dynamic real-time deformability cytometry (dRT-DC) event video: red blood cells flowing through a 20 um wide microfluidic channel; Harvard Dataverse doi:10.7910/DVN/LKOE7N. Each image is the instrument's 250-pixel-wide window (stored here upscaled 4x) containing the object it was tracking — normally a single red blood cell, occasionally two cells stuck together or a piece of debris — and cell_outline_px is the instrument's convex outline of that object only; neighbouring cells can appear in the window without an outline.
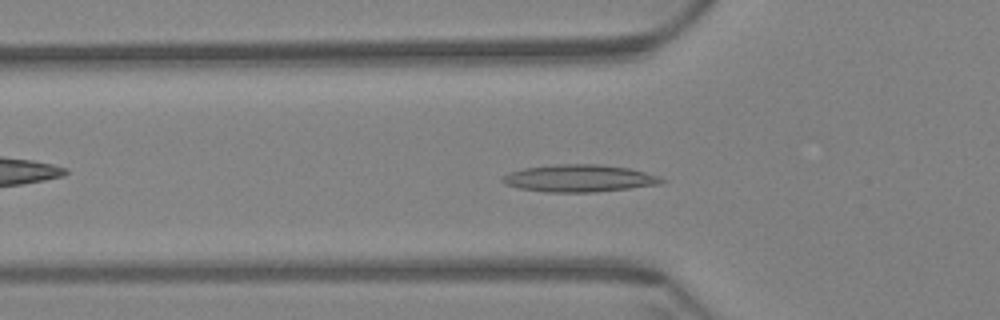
{"species": "Egyptian fruit bat (a non-hibernating species)", "species_latin": "Rousettus aegyptiacus", "temperature_condition": "warm", "stored_images_in_passage": 59, "camera_frame_rate_fps": 3000, "um_per_image_px": 0.085, "animal": {"sex": "female"}, "frame": {"image": 1, "passage_image": 19, "time_ms": 6.0, "image_size_px": [1000, 320], "cell_outline_px": [[664, 180], [660, 184], [628, 188], [592, 192], [544, 192], [520, 188], [508, 184], [500, 180], [508, 172], [524, 168], [556, 164], [600, 164], [628, 168], [644, 172], [656, 176]], "centroid_in_image_um": [49.19, 15.15], "position_along_channel_um": 76.6, "area_um2": 24.91}}
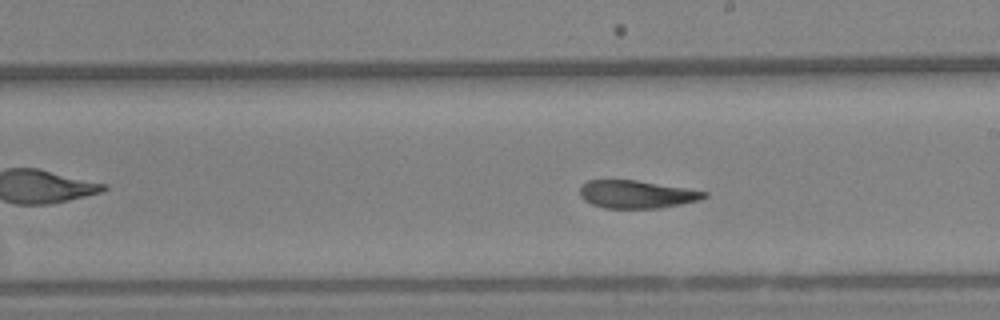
{"frame": {"image": 2, "passage_image": 33, "time_ms": 10.667, "image_size_px": [1000, 320], "cell_outline_px": [[708, 196], [700, 200], [660, 208], [604, 208], [592, 204], [584, 200], [580, 196], [580, 188], [588, 180], [636, 180], [708, 192]], "centroid_in_image_um": [54.11, 16.52], "position_along_channel_um": 234.9, "area_um2": 20.0}}
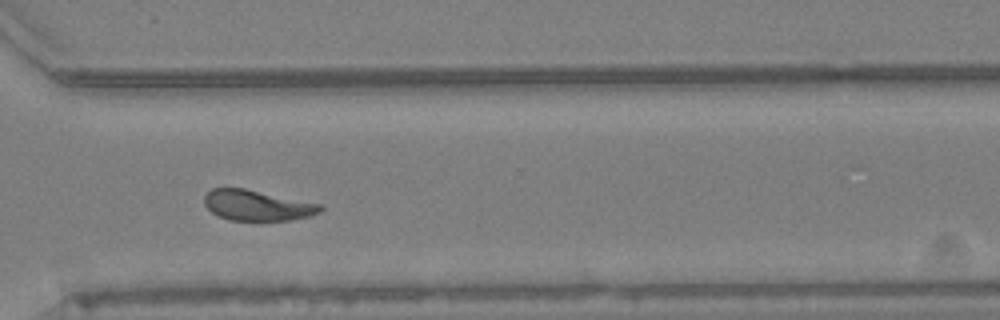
{"frame": {"image": 3, "passage_image": 43, "time_ms": 14.0, "image_size_px": [1000, 320], "cell_outline_px": [[324, 208], [320, 212], [312, 216], [292, 220], [228, 220], [212, 212], [204, 204], [204, 196], [212, 188], [244, 188], [320, 204]], "centroid_in_image_um": [21.87, 17.46], "position_along_channel_um": 348.7, "area_um2": 20.52}, "authors_computed_cell_mechanics": {"area_um2": 21.7328, "velocity_mm_per_s": 3.402, "shape_relaxation_time_tau1_ms": 11.2742, "shape_relaxation_time_tau2_ms": 2.7533, "deformation_change_tau1": 0.2775, "deformation_change_tau2": 0.0959}}